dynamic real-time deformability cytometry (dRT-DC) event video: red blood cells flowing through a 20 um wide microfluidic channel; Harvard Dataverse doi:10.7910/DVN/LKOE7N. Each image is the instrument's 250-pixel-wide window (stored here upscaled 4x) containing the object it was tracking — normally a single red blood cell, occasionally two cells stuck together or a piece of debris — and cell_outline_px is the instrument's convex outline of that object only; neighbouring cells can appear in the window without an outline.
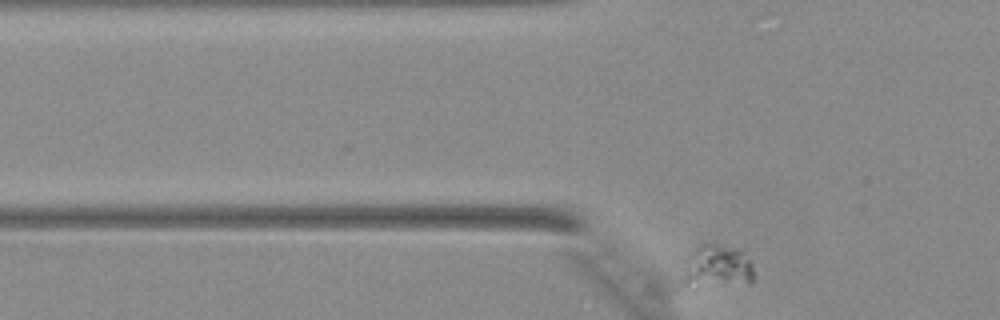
{"species": "Egyptian fruit bat (a non-hibernating species)", "species_latin": "Rousettus aegyptiacus", "temperature_condition": "warm", "stored_images_in_passage": 5, "camera_frame_rate_fps": 3000, "um_per_image_px": 0.085, "animal": {"sex": "female"}, "frame": {"image": 1, "passage_image": 5, "time_ms": 1.333, "image_size_px": [1000, 320], "cell_outline_px": [[752, 284], [696, 288], [684, 280], [684, 268], [692, 252], [700, 244], [716, 244], [740, 248], [752, 260]], "centroid_in_image_um": [61.04, 22.68], "position_along_channel_um": 64.8, "area_um2": 18.09}}